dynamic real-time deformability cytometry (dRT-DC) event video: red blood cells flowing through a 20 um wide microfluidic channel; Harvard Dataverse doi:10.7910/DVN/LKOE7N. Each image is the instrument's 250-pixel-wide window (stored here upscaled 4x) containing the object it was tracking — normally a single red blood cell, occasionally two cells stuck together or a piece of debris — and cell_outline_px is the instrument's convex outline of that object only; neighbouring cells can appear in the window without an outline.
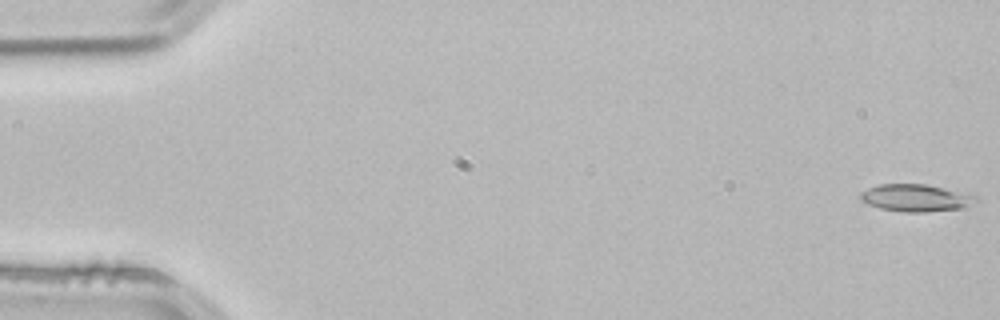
{"species": "common noctule bat (a hibernating species)", "species_latin": "Nyctalus noctula", "temperature_condition": "room temperature", "stored_images_in_passage": 53, "camera_frame_rate_fps": 3000, "um_per_image_px": 0.085, "animal": {"sex": "male", "body_mass_g": 21.5, "forearm_length_mm": 52.0}, "frame": {"image": 1, "passage_image": 1, "time_ms": 0.0, "image_size_px": [1000, 320], "cell_outline_px": [[980, 200], [964, 208], [924, 212], [904, 212], [880, 208], [868, 204], [860, 200], [860, 192], [868, 188], [880, 184], [924, 184], [968, 192], [980, 196]], "centroid_in_image_um": [77.92, 16.81], "position_along_channel_um": 7.1, "area_um2": 18.67}}
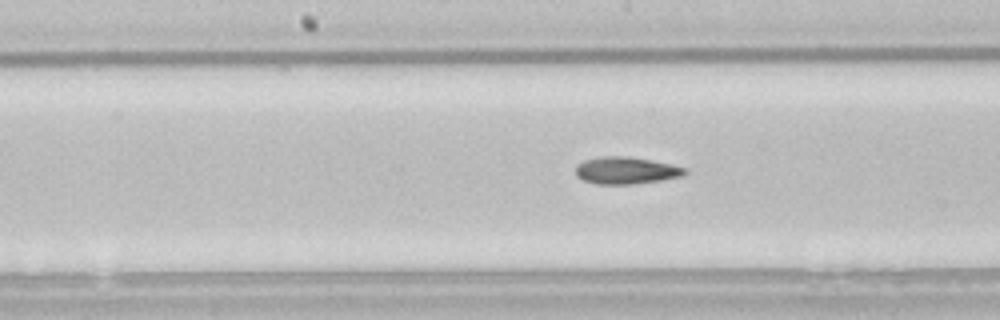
{"frame": {"image": 2, "passage_image": 27, "time_ms": 8.667, "image_size_px": [1000, 320], "cell_outline_px": [[688, 172], [684, 176], [660, 180], [632, 184], [596, 184], [584, 180], [576, 176], [576, 164], [584, 160], [600, 156], [628, 156], [672, 164], [688, 168]], "centroid_in_image_um": [53.23, 14.48], "position_along_channel_um": 195.0, "area_um2": 17.4}}
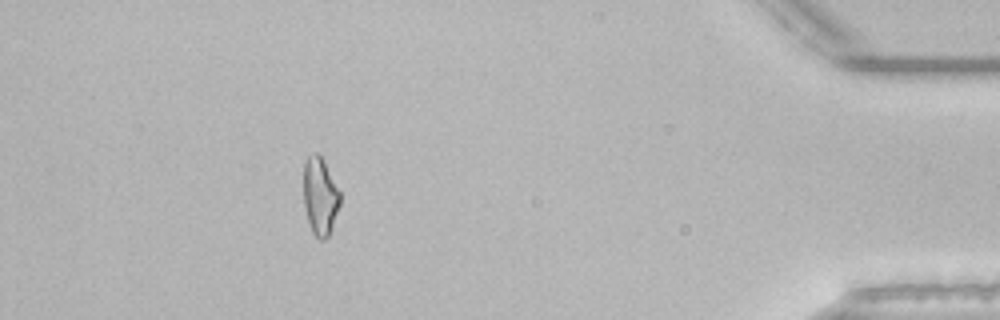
{"frame": {"image": 3, "passage_image": 48, "time_ms": 15.667, "image_size_px": [1000, 320], "cell_outline_px": [[340, 204], [328, 236], [324, 240], [320, 240], [312, 232], [308, 220], [304, 204], [304, 160], [312, 152], [316, 152], [324, 160], [340, 192]], "centroid_in_image_um": [27.2, 16.64], "position_along_channel_um": 408.0, "area_um2": 16.42}, "authors_computed_cell_mechanics": {"area_um2": 17.051, "velocity_mm_per_s": 3.8372, "shape_relaxation_time_tau1_ms": null, "shape_relaxation_time_tau2_ms": 3.839, "deformation_change_tau1": null, "deformation_change_tau2": 0.1105}}